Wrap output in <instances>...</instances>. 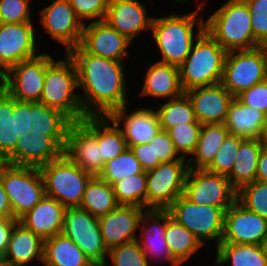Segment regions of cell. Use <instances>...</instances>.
<instances>
[{"mask_svg": "<svg viewBox=\"0 0 267 266\" xmlns=\"http://www.w3.org/2000/svg\"><path fill=\"white\" fill-rule=\"evenodd\" d=\"M130 148L145 171L154 169L162 163L161 161H154L153 142L131 146Z\"/></svg>", "mask_w": 267, "mask_h": 266, "instance_id": "f907efd6", "label": "cell"}, {"mask_svg": "<svg viewBox=\"0 0 267 266\" xmlns=\"http://www.w3.org/2000/svg\"><path fill=\"white\" fill-rule=\"evenodd\" d=\"M153 220V221H152ZM147 221L153 222L147 225ZM146 224V225H145ZM141 232L140 238H137L139 246L143 250L146 258L150 262V258L154 261H168L171 266H181L172 256L167 241L165 240L166 232V210L146 209L140 219L139 228ZM139 239V240H138Z\"/></svg>", "mask_w": 267, "mask_h": 266, "instance_id": "d4e9b609", "label": "cell"}, {"mask_svg": "<svg viewBox=\"0 0 267 266\" xmlns=\"http://www.w3.org/2000/svg\"><path fill=\"white\" fill-rule=\"evenodd\" d=\"M267 79V47L227 52L221 84L234 97Z\"/></svg>", "mask_w": 267, "mask_h": 266, "instance_id": "52a82bcc", "label": "cell"}, {"mask_svg": "<svg viewBox=\"0 0 267 266\" xmlns=\"http://www.w3.org/2000/svg\"><path fill=\"white\" fill-rule=\"evenodd\" d=\"M44 266H90L83 251L62 233L44 239Z\"/></svg>", "mask_w": 267, "mask_h": 266, "instance_id": "d6a6232c", "label": "cell"}, {"mask_svg": "<svg viewBox=\"0 0 267 266\" xmlns=\"http://www.w3.org/2000/svg\"><path fill=\"white\" fill-rule=\"evenodd\" d=\"M52 59L53 57L44 51L35 58L13 65L0 76V85L18 101H40L46 65Z\"/></svg>", "mask_w": 267, "mask_h": 266, "instance_id": "8fae6325", "label": "cell"}, {"mask_svg": "<svg viewBox=\"0 0 267 266\" xmlns=\"http://www.w3.org/2000/svg\"><path fill=\"white\" fill-rule=\"evenodd\" d=\"M201 124L198 121L185 125H176L167 132L173 141L174 147L179 155L186 158L191 155L198 143Z\"/></svg>", "mask_w": 267, "mask_h": 266, "instance_id": "b9f144b4", "label": "cell"}, {"mask_svg": "<svg viewBox=\"0 0 267 266\" xmlns=\"http://www.w3.org/2000/svg\"><path fill=\"white\" fill-rule=\"evenodd\" d=\"M90 266H108L107 262L105 263H92Z\"/></svg>", "mask_w": 267, "mask_h": 266, "instance_id": "680465c9", "label": "cell"}, {"mask_svg": "<svg viewBox=\"0 0 267 266\" xmlns=\"http://www.w3.org/2000/svg\"><path fill=\"white\" fill-rule=\"evenodd\" d=\"M66 207L56 199L44 196L19 222L43 239L62 232Z\"/></svg>", "mask_w": 267, "mask_h": 266, "instance_id": "4316f807", "label": "cell"}, {"mask_svg": "<svg viewBox=\"0 0 267 266\" xmlns=\"http://www.w3.org/2000/svg\"><path fill=\"white\" fill-rule=\"evenodd\" d=\"M216 248L215 265L267 266L261 245L220 243Z\"/></svg>", "mask_w": 267, "mask_h": 266, "instance_id": "8d00e7d4", "label": "cell"}, {"mask_svg": "<svg viewBox=\"0 0 267 266\" xmlns=\"http://www.w3.org/2000/svg\"><path fill=\"white\" fill-rule=\"evenodd\" d=\"M257 139L263 145L264 148H267V117L265 118V121L263 122L261 132Z\"/></svg>", "mask_w": 267, "mask_h": 266, "instance_id": "11a10c76", "label": "cell"}, {"mask_svg": "<svg viewBox=\"0 0 267 266\" xmlns=\"http://www.w3.org/2000/svg\"><path fill=\"white\" fill-rule=\"evenodd\" d=\"M72 121L61 111L48 107L42 102H33V128L30 133L51 137L63 150L66 146L67 131Z\"/></svg>", "mask_w": 267, "mask_h": 266, "instance_id": "4dcf8cb0", "label": "cell"}, {"mask_svg": "<svg viewBox=\"0 0 267 266\" xmlns=\"http://www.w3.org/2000/svg\"><path fill=\"white\" fill-rule=\"evenodd\" d=\"M126 106L115 110L110 117L121 127L128 148L149 144L162 130L156 109L144 108L143 106L136 108L129 114L126 112V109H128Z\"/></svg>", "mask_w": 267, "mask_h": 266, "instance_id": "7402d4cb", "label": "cell"}, {"mask_svg": "<svg viewBox=\"0 0 267 266\" xmlns=\"http://www.w3.org/2000/svg\"><path fill=\"white\" fill-rule=\"evenodd\" d=\"M146 209L133 205H118L113 211L98 217L102 240L107 250L137 240V230Z\"/></svg>", "mask_w": 267, "mask_h": 266, "instance_id": "ffe728a7", "label": "cell"}, {"mask_svg": "<svg viewBox=\"0 0 267 266\" xmlns=\"http://www.w3.org/2000/svg\"><path fill=\"white\" fill-rule=\"evenodd\" d=\"M156 111L161 129L165 131L178 124L185 125L197 121L193 105L185 93L178 98L167 99Z\"/></svg>", "mask_w": 267, "mask_h": 266, "instance_id": "74e56055", "label": "cell"}, {"mask_svg": "<svg viewBox=\"0 0 267 266\" xmlns=\"http://www.w3.org/2000/svg\"><path fill=\"white\" fill-rule=\"evenodd\" d=\"M30 1L0 0V23L32 22Z\"/></svg>", "mask_w": 267, "mask_h": 266, "instance_id": "7dc6e473", "label": "cell"}, {"mask_svg": "<svg viewBox=\"0 0 267 266\" xmlns=\"http://www.w3.org/2000/svg\"><path fill=\"white\" fill-rule=\"evenodd\" d=\"M245 139L236 135L228 134L212 163L206 168L207 171L228 175L233 169L236 154L239 150L240 144Z\"/></svg>", "mask_w": 267, "mask_h": 266, "instance_id": "7bdbcfd3", "label": "cell"}, {"mask_svg": "<svg viewBox=\"0 0 267 266\" xmlns=\"http://www.w3.org/2000/svg\"><path fill=\"white\" fill-rule=\"evenodd\" d=\"M2 191H5V189L2 181V162H0V194H2Z\"/></svg>", "mask_w": 267, "mask_h": 266, "instance_id": "9f6ffc18", "label": "cell"}, {"mask_svg": "<svg viewBox=\"0 0 267 266\" xmlns=\"http://www.w3.org/2000/svg\"><path fill=\"white\" fill-rule=\"evenodd\" d=\"M204 1L197 6V10L189 14H168L164 17H154L151 32L162 55L158 62L180 66L189 55L192 45L205 30V20L199 17ZM196 30L194 32V27Z\"/></svg>", "mask_w": 267, "mask_h": 266, "instance_id": "7a4b0ae2", "label": "cell"}, {"mask_svg": "<svg viewBox=\"0 0 267 266\" xmlns=\"http://www.w3.org/2000/svg\"><path fill=\"white\" fill-rule=\"evenodd\" d=\"M64 150L49 136L22 134L15 149L2 161L16 166L41 167L59 158Z\"/></svg>", "mask_w": 267, "mask_h": 266, "instance_id": "44dd1931", "label": "cell"}, {"mask_svg": "<svg viewBox=\"0 0 267 266\" xmlns=\"http://www.w3.org/2000/svg\"><path fill=\"white\" fill-rule=\"evenodd\" d=\"M81 122L97 137L104 163L128 148L122 129L110 116H86Z\"/></svg>", "mask_w": 267, "mask_h": 266, "instance_id": "f1b7e54d", "label": "cell"}, {"mask_svg": "<svg viewBox=\"0 0 267 266\" xmlns=\"http://www.w3.org/2000/svg\"><path fill=\"white\" fill-rule=\"evenodd\" d=\"M64 55L66 60L52 59L46 65L43 93L39 102L61 111L72 122H79L86 115L81 105L80 94L75 93L79 89L77 68L69 54Z\"/></svg>", "mask_w": 267, "mask_h": 266, "instance_id": "3957f363", "label": "cell"}, {"mask_svg": "<svg viewBox=\"0 0 267 266\" xmlns=\"http://www.w3.org/2000/svg\"><path fill=\"white\" fill-rule=\"evenodd\" d=\"M113 266H150L137 240L115 246L108 250V257ZM107 263L108 266H111Z\"/></svg>", "mask_w": 267, "mask_h": 266, "instance_id": "ee69618b", "label": "cell"}, {"mask_svg": "<svg viewBox=\"0 0 267 266\" xmlns=\"http://www.w3.org/2000/svg\"><path fill=\"white\" fill-rule=\"evenodd\" d=\"M32 22L0 23V76L11 66L40 55Z\"/></svg>", "mask_w": 267, "mask_h": 266, "instance_id": "9a60e30c", "label": "cell"}, {"mask_svg": "<svg viewBox=\"0 0 267 266\" xmlns=\"http://www.w3.org/2000/svg\"><path fill=\"white\" fill-rule=\"evenodd\" d=\"M77 17L85 24L86 21H104L107 15L109 0H69Z\"/></svg>", "mask_w": 267, "mask_h": 266, "instance_id": "bcb514c9", "label": "cell"}, {"mask_svg": "<svg viewBox=\"0 0 267 266\" xmlns=\"http://www.w3.org/2000/svg\"><path fill=\"white\" fill-rule=\"evenodd\" d=\"M145 170L135 157L131 148H127L119 156L105 163L102 172L98 175L102 180H105L110 185Z\"/></svg>", "mask_w": 267, "mask_h": 266, "instance_id": "ab89813d", "label": "cell"}, {"mask_svg": "<svg viewBox=\"0 0 267 266\" xmlns=\"http://www.w3.org/2000/svg\"><path fill=\"white\" fill-rule=\"evenodd\" d=\"M0 218H14L8 195L5 191L0 194Z\"/></svg>", "mask_w": 267, "mask_h": 266, "instance_id": "db71d44e", "label": "cell"}, {"mask_svg": "<svg viewBox=\"0 0 267 266\" xmlns=\"http://www.w3.org/2000/svg\"><path fill=\"white\" fill-rule=\"evenodd\" d=\"M237 201L267 220V183L255 180L244 185L237 191Z\"/></svg>", "mask_w": 267, "mask_h": 266, "instance_id": "60d3db41", "label": "cell"}, {"mask_svg": "<svg viewBox=\"0 0 267 266\" xmlns=\"http://www.w3.org/2000/svg\"><path fill=\"white\" fill-rule=\"evenodd\" d=\"M113 191L119 205H133L146 209V171L115 182Z\"/></svg>", "mask_w": 267, "mask_h": 266, "instance_id": "f35d334b", "label": "cell"}, {"mask_svg": "<svg viewBox=\"0 0 267 266\" xmlns=\"http://www.w3.org/2000/svg\"><path fill=\"white\" fill-rule=\"evenodd\" d=\"M118 205L112 185L99 176H93L86 186L79 208L100 217L113 211Z\"/></svg>", "mask_w": 267, "mask_h": 266, "instance_id": "d590c367", "label": "cell"}, {"mask_svg": "<svg viewBox=\"0 0 267 266\" xmlns=\"http://www.w3.org/2000/svg\"><path fill=\"white\" fill-rule=\"evenodd\" d=\"M61 233L70 238L92 263L107 262L108 250L102 240L98 217L79 207H66Z\"/></svg>", "mask_w": 267, "mask_h": 266, "instance_id": "7c38bea8", "label": "cell"}, {"mask_svg": "<svg viewBox=\"0 0 267 266\" xmlns=\"http://www.w3.org/2000/svg\"><path fill=\"white\" fill-rule=\"evenodd\" d=\"M19 220L15 218H0V258L2 259L9 244L14 225Z\"/></svg>", "mask_w": 267, "mask_h": 266, "instance_id": "816d5d0a", "label": "cell"}, {"mask_svg": "<svg viewBox=\"0 0 267 266\" xmlns=\"http://www.w3.org/2000/svg\"><path fill=\"white\" fill-rule=\"evenodd\" d=\"M229 134L224 123L202 124L199 140L192 157L187 159L190 169H206ZM194 156V157H193Z\"/></svg>", "mask_w": 267, "mask_h": 266, "instance_id": "1f68e13d", "label": "cell"}, {"mask_svg": "<svg viewBox=\"0 0 267 266\" xmlns=\"http://www.w3.org/2000/svg\"><path fill=\"white\" fill-rule=\"evenodd\" d=\"M261 246H262V249H263V251H264L265 258H266V260H267V237H266L265 240L262 242Z\"/></svg>", "mask_w": 267, "mask_h": 266, "instance_id": "6f0895ef", "label": "cell"}, {"mask_svg": "<svg viewBox=\"0 0 267 266\" xmlns=\"http://www.w3.org/2000/svg\"><path fill=\"white\" fill-rule=\"evenodd\" d=\"M43 257L44 239L18 221L12 229L9 244L1 261L7 266H26L35 260L43 263Z\"/></svg>", "mask_w": 267, "mask_h": 266, "instance_id": "484cf974", "label": "cell"}, {"mask_svg": "<svg viewBox=\"0 0 267 266\" xmlns=\"http://www.w3.org/2000/svg\"><path fill=\"white\" fill-rule=\"evenodd\" d=\"M153 19L138 0H109L105 21L132 41L140 32L151 31Z\"/></svg>", "mask_w": 267, "mask_h": 266, "instance_id": "cb8c5ba5", "label": "cell"}, {"mask_svg": "<svg viewBox=\"0 0 267 266\" xmlns=\"http://www.w3.org/2000/svg\"><path fill=\"white\" fill-rule=\"evenodd\" d=\"M236 98L243 104L267 114V79L241 92Z\"/></svg>", "mask_w": 267, "mask_h": 266, "instance_id": "681fc988", "label": "cell"}, {"mask_svg": "<svg viewBox=\"0 0 267 266\" xmlns=\"http://www.w3.org/2000/svg\"><path fill=\"white\" fill-rule=\"evenodd\" d=\"M40 23L52 39L66 45L65 53L79 45L84 24L69 0H54L40 11Z\"/></svg>", "mask_w": 267, "mask_h": 266, "instance_id": "2e32d148", "label": "cell"}, {"mask_svg": "<svg viewBox=\"0 0 267 266\" xmlns=\"http://www.w3.org/2000/svg\"><path fill=\"white\" fill-rule=\"evenodd\" d=\"M64 153L93 176H98L104 168L98 139L81 121L70 124Z\"/></svg>", "mask_w": 267, "mask_h": 266, "instance_id": "d6986e66", "label": "cell"}, {"mask_svg": "<svg viewBox=\"0 0 267 266\" xmlns=\"http://www.w3.org/2000/svg\"><path fill=\"white\" fill-rule=\"evenodd\" d=\"M33 128V102L14 99L0 85V161L14 149L18 138Z\"/></svg>", "mask_w": 267, "mask_h": 266, "instance_id": "5bb4252c", "label": "cell"}, {"mask_svg": "<svg viewBox=\"0 0 267 266\" xmlns=\"http://www.w3.org/2000/svg\"><path fill=\"white\" fill-rule=\"evenodd\" d=\"M190 99L197 121L202 124L224 123L234 96L221 83L190 89Z\"/></svg>", "mask_w": 267, "mask_h": 266, "instance_id": "603a6c76", "label": "cell"}, {"mask_svg": "<svg viewBox=\"0 0 267 266\" xmlns=\"http://www.w3.org/2000/svg\"><path fill=\"white\" fill-rule=\"evenodd\" d=\"M172 218L192 232L200 242L221 243L224 232L225 209L217 206L198 205L184 195L179 196L167 209Z\"/></svg>", "mask_w": 267, "mask_h": 266, "instance_id": "9c48e42d", "label": "cell"}, {"mask_svg": "<svg viewBox=\"0 0 267 266\" xmlns=\"http://www.w3.org/2000/svg\"><path fill=\"white\" fill-rule=\"evenodd\" d=\"M183 195L195 204L217 206L225 210L237 200V190L227 175L206 169L189 168Z\"/></svg>", "mask_w": 267, "mask_h": 266, "instance_id": "4fadbf2b", "label": "cell"}, {"mask_svg": "<svg viewBox=\"0 0 267 266\" xmlns=\"http://www.w3.org/2000/svg\"><path fill=\"white\" fill-rule=\"evenodd\" d=\"M0 266H7V265L3 261H1Z\"/></svg>", "mask_w": 267, "mask_h": 266, "instance_id": "91938a15", "label": "cell"}, {"mask_svg": "<svg viewBox=\"0 0 267 266\" xmlns=\"http://www.w3.org/2000/svg\"><path fill=\"white\" fill-rule=\"evenodd\" d=\"M144 76L141 96L174 99L185 93L178 66L157 61L147 69Z\"/></svg>", "mask_w": 267, "mask_h": 266, "instance_id": "83f0119b", "label": "cell"}, {"mask_svg": "<svg viewBox=\"0 0 267 266\" xmlns=\"http://www.w3.org/2000/svg\"><path fill=\"white\" fill-rule=\"evenodd\" d=\"M227 51L204 30L179 66L184 92L221 83Z\"/></svg>", "mask_w": 267, "mask_h": 266, "instance_id": "5b68a950", "label": "cell"}, {"mask_svg": "<svg viewBox=\"0 0 267 266\" xmlns=\"http://www.w3.org/2000/svg\"><path fill=\"white\" fill-rule=\"evenodd\" d=\"M267 237V220L237 200L225 211L221 243L261 245Z\"/></svg>", "mask_w": 267, "mask_h": 266, "instance_id": "e0dca14e", "label": "cell"}, {"mask_svg": "<svg viewBox=\"0 0 267 266\" xmlns=\"http://www.w3.org/2000/svg\"><path fill=\"white\" fill-rule=\"evenodd\" d=\"M205 30L227 52L260 46L254 39L249 8L244 0H227L208 15Z\"/></svg>", "mask_w": 267, "mask_h": 266, "instance_id": "277c9868", "label": "cell"}, {"mask_svg": "<svg viewBox=\"0 0 267 266\" xmlns=\"http://www.w3.org/2000/svg\"><path fill=\"white\" fill-rule=\"evenodd\" d=\"M131 42L112 28L105 20L84 24L79 46L89 54L124 61Z\"/></svg>", "mask_w": 267, "mask_h": 266, "instance_id": "ac0fdd59", "label": "cell"}, {"mask_svg": "<svg viewBox=\"0 0 267 266\" xmlns=\"http://www.w3.org/2000/svg\"><path fill=\"white\" fill-rule=\"evenodd\" d=\"M2 181L17 220L45 196L39 167L16 166L2 162Z\"/></svg>", "mask_w": 267, "mask_h": 266, "instance_id": "ba28073f", "label": "cell"}, {"mask_svg": "<svg viewBox=\"0 0 267 266\" xmlns=\"http://www.w3.org/2000/svg\"><path fill=\"white\" fill-rule=\"evenodd\" d=\"M249 8L251 27L255 41L267 43V0H244Z\"/></svg>", "mask_w": 267, "mask_h": 266, "instance_id": "f6af8a7d", "label": "cell"}, {"mask_svg": "<svg viewBox=\"0 0 267 266\" xmlns=\"http://www.w3.org/2000/svg\"><path fill=\"white\" fill-rule=\"evenodd\" d=\"M165 240L173 258L180 264H184L192 255L198 254L204 245L186 227L179 224L166 210Z\"/></svg>", "mask_w": 267, "mask_h": 266, "instance_id": "e575fe53", "label": "cell"}, {"mask_svg": "<svg viewBox=\"0 0 267 266\" xmlns=\"http://www.w3.org/2000/svg\"><path fill=\"white\" fill-rule=\"evenodd\" d=\"M68 54L77 68L80 101L86 116H110L128 105L123 61L86 53L79 45Z\"/></svg>", "mask_w": 267, "mask_h": 266, "instance_id": "6da1fadb", "label": "cell"}, {"mask_svg": "<svg viewBox=\"0 0 267 266\" xmlns=\"http://www.w3.org/2000/svg\"><path fill=\"white\" fill-rule=\"evenodd\" d=\"M265 118L266 113L247 106L234 97L229 105L224 124L229 130V134L244 139H257Z\"/></svg>", "mask_w": 267, "mask_h": 266, "instance_id": "f546056e", "label": "cell"}, {"mask_svg": "<svg viewBox=\"0 0 267 266\" xmlns=\"http://www.w3.org/2000/svg\"><path fill=\"white\" fill-rule=\"evenodd\" d=\"M153 142L154 161L169 162L186 160L176 151L173 141L167 131L161 130L151 140Z\"/></svg>", "mask_w": 267, "mask_h": 266, "instance_id": "c3c4849f", "label": "cell"}, {"mask_svg": "<svg viewBox=\"0 0 267 266\" xmlns=\"http://www.w3.org/2000/svg\"><path fill=\"white\" fill-rule=\"evenodd\" d=\"M188 170L187 160H176L146 171V209L167 210L183 195Z\"/></svg>", "mask_w": 267, "mask_h": 266, "instance_id": "30bf717a", "label": "cell"}, {"mask_svg": "<svg viewBox=\"0 0 267 266\" xmlns=\"http://www.w3.org/2000/svg\"><path fill=\"white\" fill-rule=\"evenodd\" d=\"M45 195L65 207H79L89 180L93 177L83 171L65 153L39 167Z\"/></svg>", "mask_w": 267, "mask_h": 266, "instance_id": "8992f818", "label": "cell"}, {"mask_svg": "<svg viewBox=\"0 0 267 266\" xmlns=\"http://www.w3.org/2000/svg\"><path fill=\"white\" fill-rule=\"evenodd\" d=\"M256 180L267 183V148L264 147L258 156Z\"/></svg>", "mask_w": 267, "mask_h": 266, "instance_id": "f5cc1de1", "label": "cell"}, {"mask_svg": "<svg viewBox=\"0 0 267 266\" xmlns=\"http://www.w3.org/2000/svg\"><path fill=\"white\" fill-rule=\"evenodd\" d=\"M262 149L263 145L258 139H245L240 144L233 169L227 175L237 191L256 180L258 156Z\"/></svg>", "mask_w": 267, "mask_h": 266, "instance_id": "836d02e7", "label": "cell"}]
</instances>
